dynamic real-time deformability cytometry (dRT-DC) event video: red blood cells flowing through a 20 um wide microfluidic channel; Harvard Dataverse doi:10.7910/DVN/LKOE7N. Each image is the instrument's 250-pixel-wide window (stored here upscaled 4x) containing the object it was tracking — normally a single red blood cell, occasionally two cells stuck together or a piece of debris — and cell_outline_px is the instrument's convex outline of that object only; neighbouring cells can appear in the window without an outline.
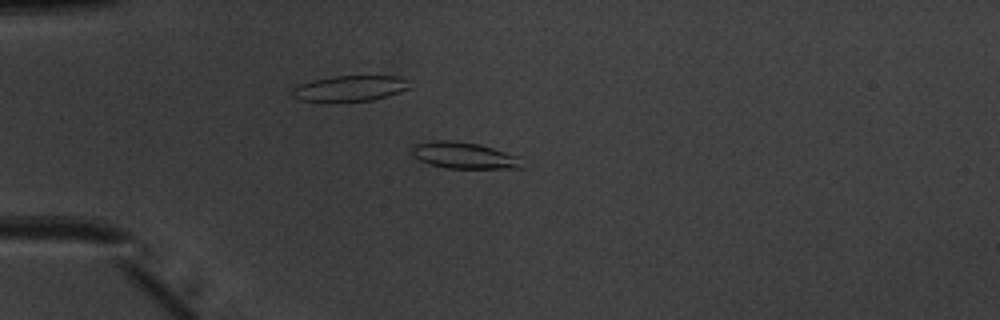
{"species": "common noctule bat (a hibernating species)", "species_latin": "Nyctalus noctula", "temperature_condition": "warm", "stored_images_in_passage": 51, "camera_frame_rate_fps": 3000, "um_per_image_px": 0.085, "animal": {"sex": "male", "body_mass_g": 20.1, "forearm_length_mm": 53.5}, "frame": {"image": 1, "passage_image": 14, "time_ms": 4.333, "image_size_px": [1000, 320], "cell_outline_px": [[524, 168], [448, 168], [428, 164], [420, 160], [412, 152], [412, 144], [432, 140], [452, 140], [480, 144], [520, 156]], "centroid_in_image_um": [39.46, 13.2], "position_along_channel_um": 45.5, "area_um2": 17.11}}
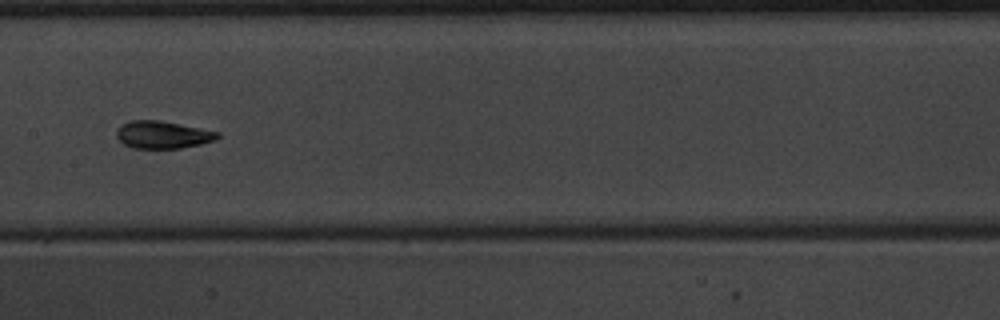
{"frame": {"image": 2, "passage_image": 27, "time_ms": 8.667, "image_size_px": [1000, 320], "cell_outline_px": [[220, 136], [216, 140], [200, 144], [180, 148], [132, 148], [124, 144], [116, 136], [116, 132], [120, 124], [132, 120], [160, 120], [220, 132]], "centroid_in_image_um": [13.82, 11.45], "position_along_channel_um": 193.6, "area_um2": 16.18}}
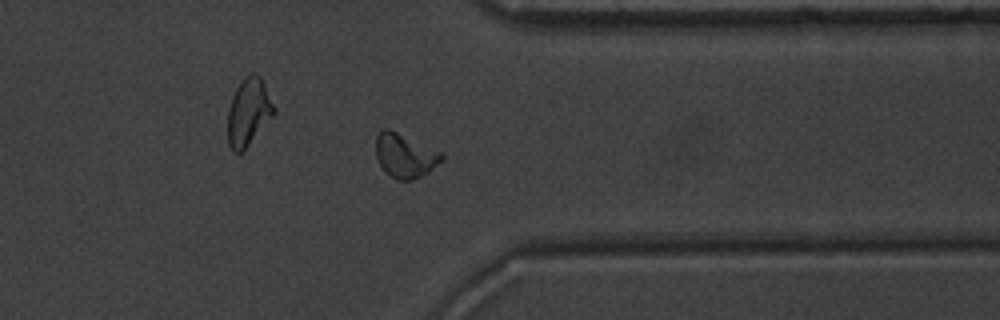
{"frame": {"image": 3, "passage_image": 41, "time_ms": 13.333, "image_size_px": [1000, 320], "cell_outline_px": [[444, 160], [428, 172], [412, 180], [396, 180], [384, 172], [376, 156], [376, 136], [384, 128], [388, 128], [444, 152]], "centroid_in_image_um": [34.45, 13.23], "position_along_channel_um": 377.0, "area_um2": 17.11}, "authors_computed_cell_mechanics": {"area_um2": 16.473, "velocity_mm_per_s": 4.0077, "shape_relaxation_time_tau1_ms": 3.6659, "shape_relaxation_time_tau2_ms": 1.4853, "deformation_change_tau1": 0.1463, "deformation_change_tau2": 0.0612}}